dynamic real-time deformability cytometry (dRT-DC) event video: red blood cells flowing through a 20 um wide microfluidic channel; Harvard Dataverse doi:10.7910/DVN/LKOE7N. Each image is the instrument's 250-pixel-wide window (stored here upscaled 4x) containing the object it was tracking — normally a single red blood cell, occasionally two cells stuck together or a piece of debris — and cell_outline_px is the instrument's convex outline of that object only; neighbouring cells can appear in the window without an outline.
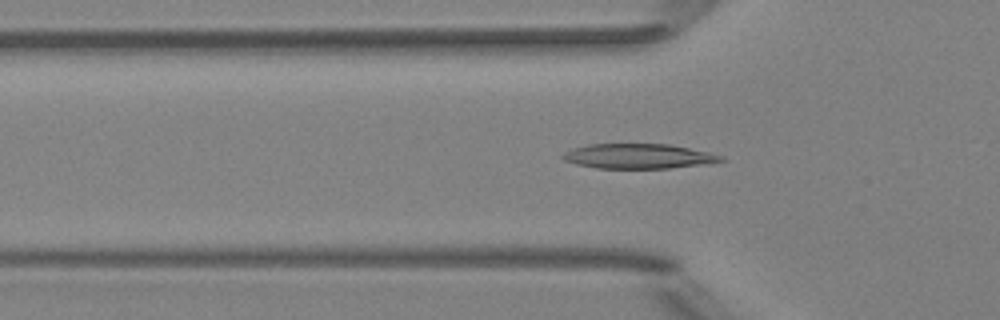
{"species": "Egyptian fruit bat (a non-hibernating species)", "species_latin": "Rousettus aegyptiacus", "temperature_condition": "room temperature", "stored_images_in_passage": 46, "camera_frame_rate_fps": 3000, "um_per_image_px": 0.085, "animal": {"sex": "female"}, "frame": {"image": 1, "passage_image": 17, "time_ms": 5.333, "image_size_px": [1000, 320], "cell_outline_px": [[728, 160], [708, 164], [668, 168], [596, 168], [576, 164], [564, 160], [560, 156], [564, 152], [572, 148], [588, 144], [668, 144], [708, 152], [724, 156]], "centroid_in_image_um": [54.28, 13.28], "position_along_channel_um": 71.5, "area_um2": 23.0}}
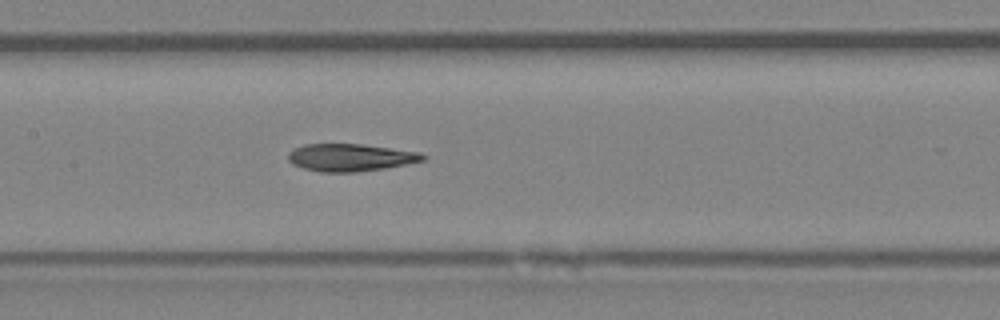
{"frame": {"image": 2, "passage_image": 25, "time_ms": 8.0, "image_size_px": [1000, 320], "cell_outline_px": [[428, 156], [424, 160], [384, 168], [356, 172], [320, 172], [304, 168], [292, 164], [288, 160], [288, 152], [304, 144], [360, 144], [420, 152]], "centroid_in_image_um": [29.77, 13.38], "position_along_channel_um": 177.6, "area_um2": 21.39}}
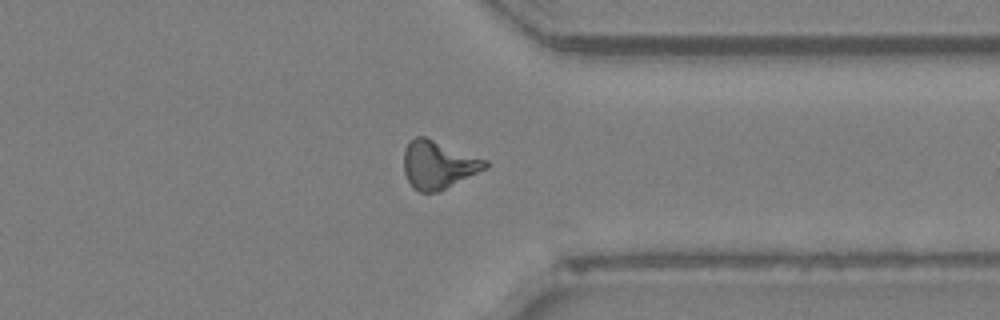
{"frame": {"image": 3, "passage_image": 40, "time_ms": 13.0, "image_size_px": [1000, 320], "cell_outline_px": [[488, 168], [440, 192], [420, 192], [408, 180], [404, 172], [404, 148], [416, 136], [424, 136], [488, 160]], "centroid_in_image_um": [37.29, 14.01], "position_along_channel_um": 374.1, "area_um2": 22.77}}